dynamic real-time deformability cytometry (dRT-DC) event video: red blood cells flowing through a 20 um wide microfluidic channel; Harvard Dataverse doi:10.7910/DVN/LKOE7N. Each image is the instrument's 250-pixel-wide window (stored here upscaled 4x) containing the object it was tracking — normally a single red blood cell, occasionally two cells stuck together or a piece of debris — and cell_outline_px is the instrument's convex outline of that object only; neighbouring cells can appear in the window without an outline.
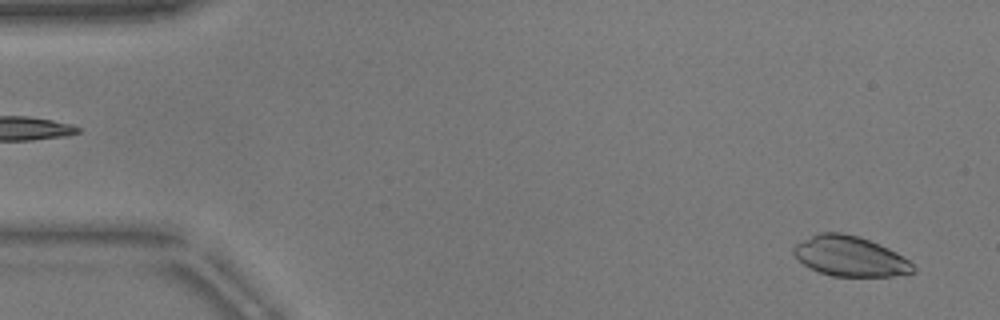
{"species": "common noctule bat (a hibernating species)", "species_latin": "Nyctalus noctula", "temperature_condition": "warm", "stored_images_in_passage": 51, "camera_frame_rate_fps": 3000, "um_per_image_px": 0.085, "animal": {"sex": "male", "body_mass_g": 17.9}, "frame": {"image": 1, "passage_image": 2, "time_ms": 0.333, "image_size_px": [1000, 320], "cell_outline_px": [[916, 272], [892, 276], [832, 276], [820, 272], [804, 264], [792, 252], [792, 248], [796, 244], [820, 232], [840, 232], [856, 236], [880, 244], [896, 252], [908, 260], [916, 268]], "centroid_in_image_um": [72.27, 21.79], "position_along_channel_um": 12.7, "area_um2": 27.57}}
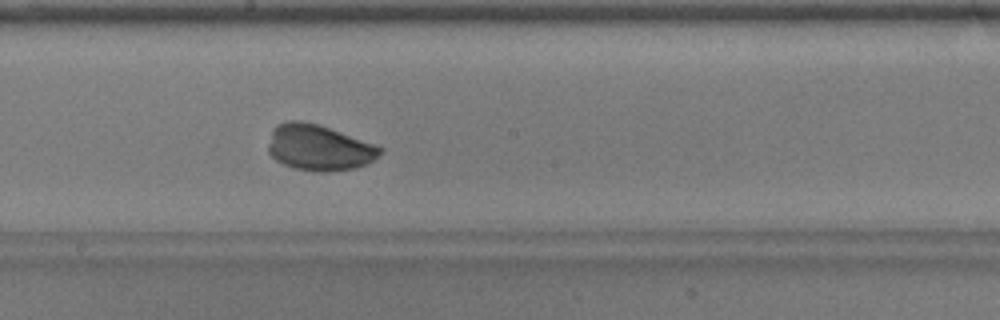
{"frame": {"image": 2, "passage_image": 27, "time_ms": 8.667, "image_size_px": [1000, 320], "cell_outline_px": [[384, 152], [368, 164], [356, 168], [328, 172], [312, 172], [296, 168], [284, 164], [276, 160], [268, 152], [268, 144], [272, 128], [276, 124], [288, 120], [300, 120], [320, 124], [384, 148]], "centroid_in_image_um": [27.11, 12.54], "position_along_channel_um": 221.1, "area_um2": 30.29}}
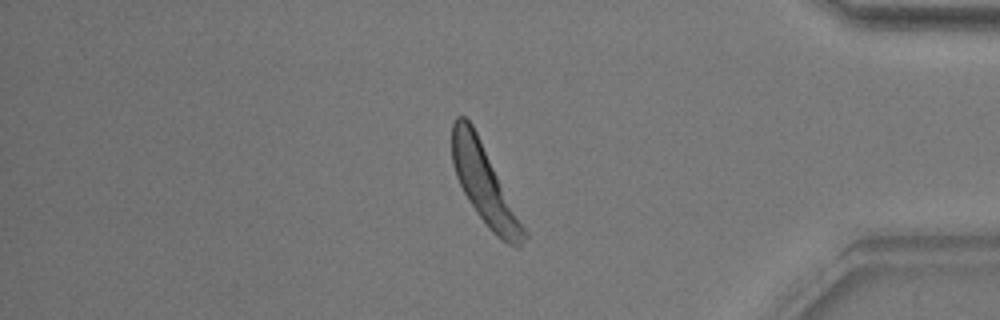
{"frame": {"image": 3, "passage_image": 43, "time_ms": 14.0, "image_size_px": [1000, 320], "cell_outline_px": [[528, 236], [516, 248], [508, 244], [496, 236], [488, 228], [476, 212], [468, 200], [456, 176], [452, 164], [452, 124], [456, 116], [464, 116], [472, 124], [528, 232]], "centroid_in_image_um": [41.18, 15.7], "position_along_channel_um": 394.0, "area_um2": 32.48}, "authors_computed_cell_mechanics": {"area_um2": 29.9982, "velocity_mm_per_s": 3.7984, "shape_relaxation_time_tau1_ms": 3.4643, "shape_relaxation_time_tau2_ms": null, "deformation_change_tau1": 0.2609, "deformation_change_tau2": null}}